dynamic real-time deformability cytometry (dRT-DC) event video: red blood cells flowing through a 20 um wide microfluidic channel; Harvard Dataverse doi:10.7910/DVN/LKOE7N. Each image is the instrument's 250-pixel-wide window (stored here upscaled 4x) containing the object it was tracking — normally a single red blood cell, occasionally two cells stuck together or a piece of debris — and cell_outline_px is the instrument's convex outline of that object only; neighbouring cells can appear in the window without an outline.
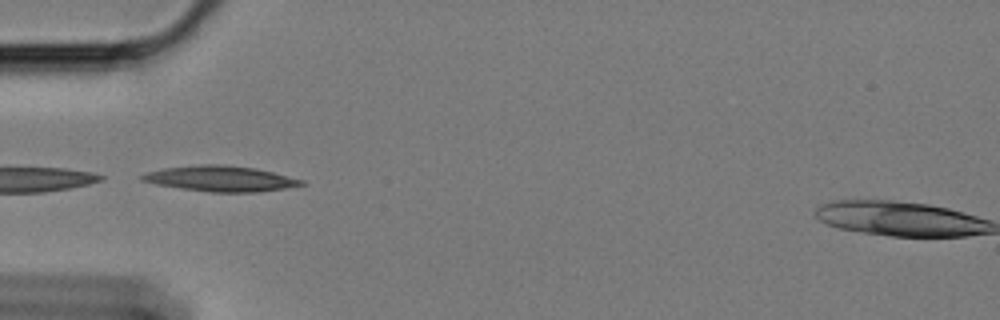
{"species": "Egyptian fruit bat (a non-hibernating species)", "species_latin": "Rousettus aegyptiacus", "temperature_condition": "cold", "stored_images_in_passage": 15, "camera_frame_rate_fps": 3000, "um_per_image_px": 0.085, "animal": {"sex": "female"}, "frame": {"image": 1, "passage_image": 1, "time_ms": 0.0, "image_size_px": [1000, 320], "cell_outline_px": [[308, 184], [284, 188], [256, 192], [212, 192], [180, 188], [156, 184], [140, 180], [140, 176], [148, 172], [164, 168], [200, 164], [224, 164], [256, 168], [304, 180]], "centroid_in_image_um": [18.76, 15.18], "position_along_channel_um": 66.2, "area_um2": 23.64}}
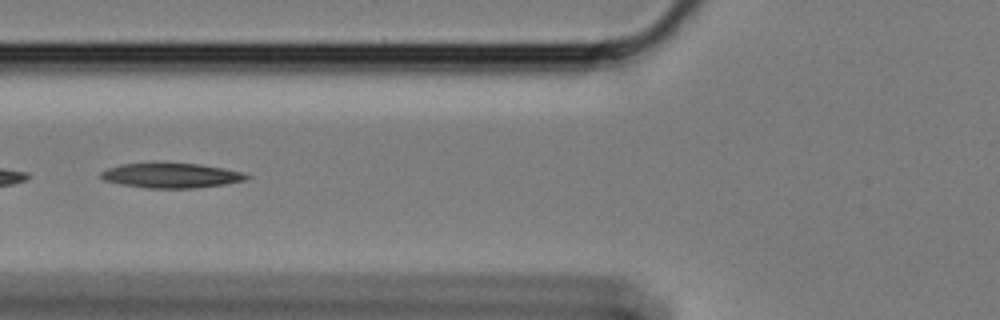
{"frame": {"image": 2, "passage_image": 5, "time_ms": 1.333, "image_size_px": [1000, 320], "cell_outline_px": [[252, 176], [248, 180], [224, 184], [192, 188], [148, 188], [120, 184], [104, 180], [100, 176], [100, 172], [108, 168], [120, 164], [200, 164], [224, 168], [244, 172]], "centroid_in_image_um": [14.6, 14.93], "position_along_channel_um": 111.2, "area_um2": 20.87}}